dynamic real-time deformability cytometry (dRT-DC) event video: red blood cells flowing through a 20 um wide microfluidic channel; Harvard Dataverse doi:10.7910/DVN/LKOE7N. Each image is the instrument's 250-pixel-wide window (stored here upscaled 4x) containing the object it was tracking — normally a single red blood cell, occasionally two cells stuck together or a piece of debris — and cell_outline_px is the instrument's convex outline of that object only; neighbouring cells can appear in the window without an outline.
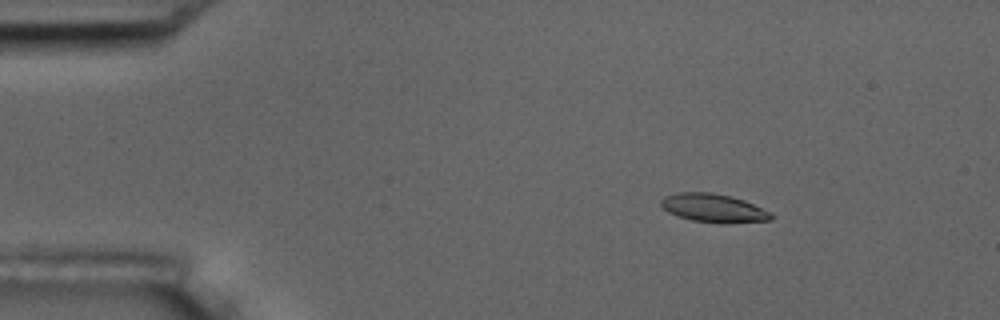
{"species": "common noctule bat (a hibernating species)", "species_latin": "Nyctalus noctula", "temperature_condition": "room temperature", "stored_images_in_passage": 13, "camera_frame_rate_fps": 3000, "um_per_image_px": 0.085, "animal": {"sex": "male", "body_mass_g": 17.5, "forearm_length_mm": 52.3}, "frame": {"image": 1, "passage_image": 3, "time_ms": 2.333, "image_size_px": [1000, 320], "cell_outline_px": [[776, 216], [772, 220], [720, 224], [692, 220], [668, 212], [660, 204], [660, 200], [664, 196], [676, 192], [712, 192], [744, 200], [772, 212]], "centroid_in_image_um": [60.68, 17.69], "position_along_channel_um": 24.3, "area_um2": 18.44}}
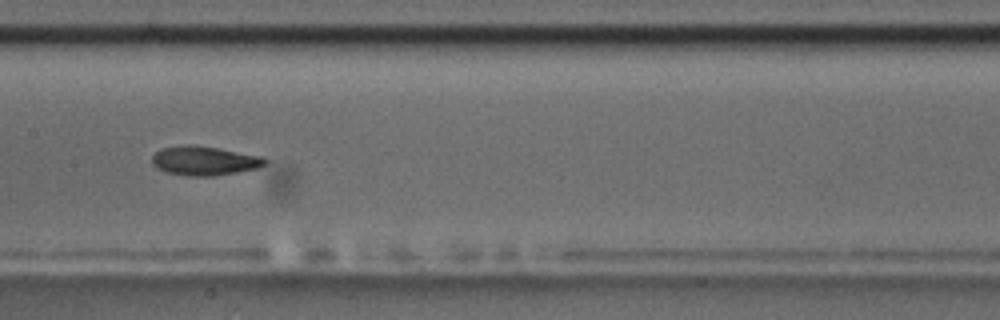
{"frame": {"image": 2, "passage_image": 8, "time_ms": 9.0, "image_size_px": [1000, 320], "cell_outline_px": [[268, 160], [264, 164], [256, 168], [236, 172], [212, 176], [184, 176], [164, 172], [156, 168], [152, 164], [152, 156], [160, 148], [184, 144], [192, 144], [264, 156]], "centroid_in_image_um": [17.32, 13.66], "position_along_channel_um": 190.1, "area_um2": 19.36}, "authors_computed_cell_mechanics": {"area_um2": 18.785, "velocity_mm_per_s": 3.5771, "shape_relaxation_time_tau1_ms": 3.275, "shape_relaxation_time_tau2_ms": 3.5878, "deformation_change_tau1": 0.1338, "deformation_change_tau2": 0.0817}}